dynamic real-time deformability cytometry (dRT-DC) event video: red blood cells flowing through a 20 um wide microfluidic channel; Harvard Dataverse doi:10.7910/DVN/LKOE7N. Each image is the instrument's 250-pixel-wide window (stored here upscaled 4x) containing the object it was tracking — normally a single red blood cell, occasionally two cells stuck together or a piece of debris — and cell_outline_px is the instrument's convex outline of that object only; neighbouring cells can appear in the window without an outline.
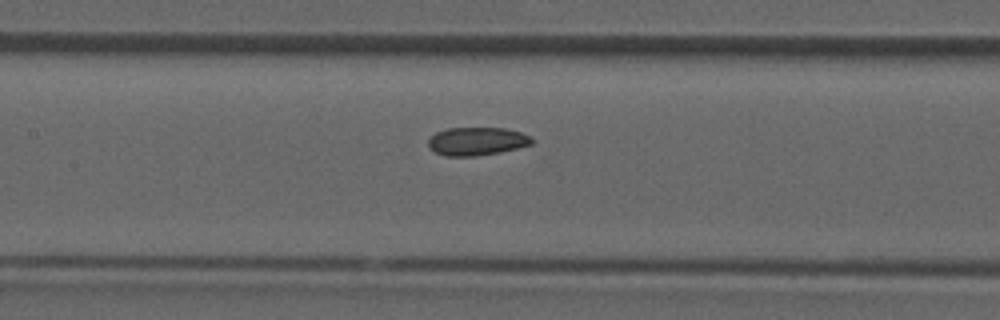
{"species": "common noctule bat (a hibernating species)", "species_latin": "Nyctalus noctula", "temperature_condition": "room temperature", "stored_images_in_passage": 29, "camera_frame_rate_fps": 3000, "um_per_image_px": 0.085, "animal": {"sex": "male", "forearm_length_mm": 52.5}, "frame": {"image": 1, "passage_image": 9, "time_ms": 2.667, "image_size_px": [1000, 320], "cell_outline_px": [[536, 140], [532, 144], [500, 152], [476, 156], [444, 156], [436, 152], [428, 144], [428, 140], [436, 132], [448, 128], [504, 128], [520, 132]], "centroid_in_image_um": [40.54, 12.01], "position_along_channel_um": 166.9, "area_um2": 16.88}}
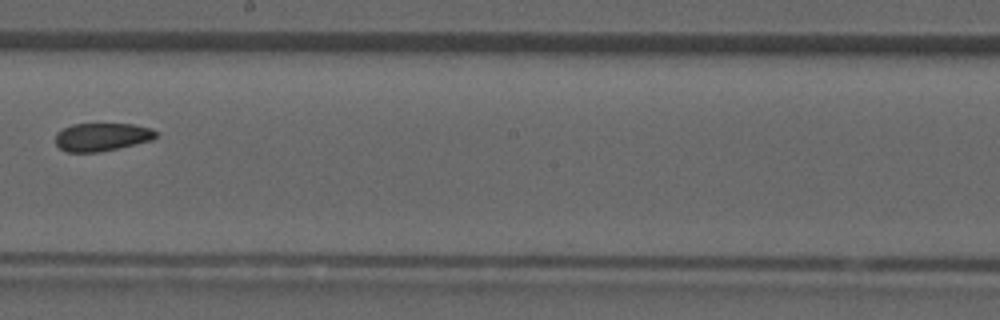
{"frame": {"image": 2, "passage_image": 13, "time_ms": 4.0, "image_size_px": [1000, 320], "cell_outline_px": [[156, 136], [152, 140], [100, 152], [68, 152], [60, 148], [56, 144], [56, 132], [72, 124], [132, 124], [152, 128], [156, 132]], "centroid_in_image_um": [8.65, 11.64], "position_along_channel_um": 239.6, "area_um2": 16.36}}